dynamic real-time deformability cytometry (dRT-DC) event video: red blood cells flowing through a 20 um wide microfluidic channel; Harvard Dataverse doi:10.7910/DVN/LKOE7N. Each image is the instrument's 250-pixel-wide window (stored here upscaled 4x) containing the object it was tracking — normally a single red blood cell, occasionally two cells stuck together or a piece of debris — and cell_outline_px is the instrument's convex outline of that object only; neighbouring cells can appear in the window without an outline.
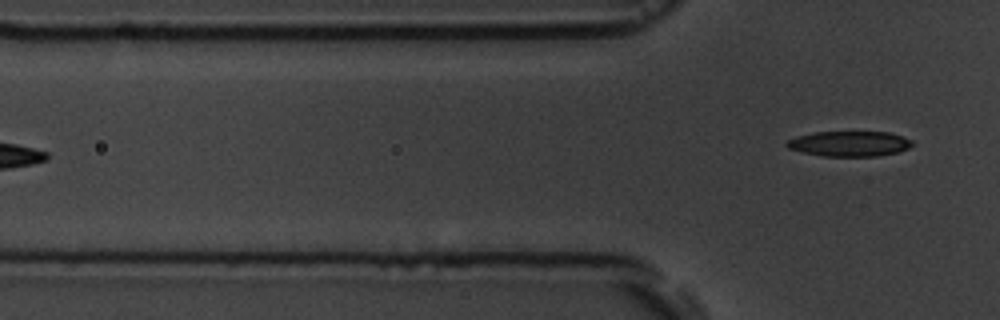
{"species": "common noctule bat (a hibernating species)", "species_latin": "Nyctalus noctula", "temperature_condition": "room temperature", "stored_images_in_passage": 6, "camera_frame_rate_fps": 3000, "um_per_image_px": 0.085, "animal": {"sex": "male", "body_mass_g": 19.5, "forearm_length_mm": 54.6}, "frame": {"image": 1, "passage_image": 6, "time_ms": 5.667, "image_size_px": [1000, 320], "cell_outline_px": [[912, 144], [908, 148], [896, 152], [876, 156], [824, 156], [804, 152], [788, 148], [784, 144], [788, 140], [796, 136], [816, 132], [888, 132], [912, 140]], "centroid_in_image_um": [72.17, 12.21], "position_along_channel_um": 53.6, "area_um2": 18.21}}